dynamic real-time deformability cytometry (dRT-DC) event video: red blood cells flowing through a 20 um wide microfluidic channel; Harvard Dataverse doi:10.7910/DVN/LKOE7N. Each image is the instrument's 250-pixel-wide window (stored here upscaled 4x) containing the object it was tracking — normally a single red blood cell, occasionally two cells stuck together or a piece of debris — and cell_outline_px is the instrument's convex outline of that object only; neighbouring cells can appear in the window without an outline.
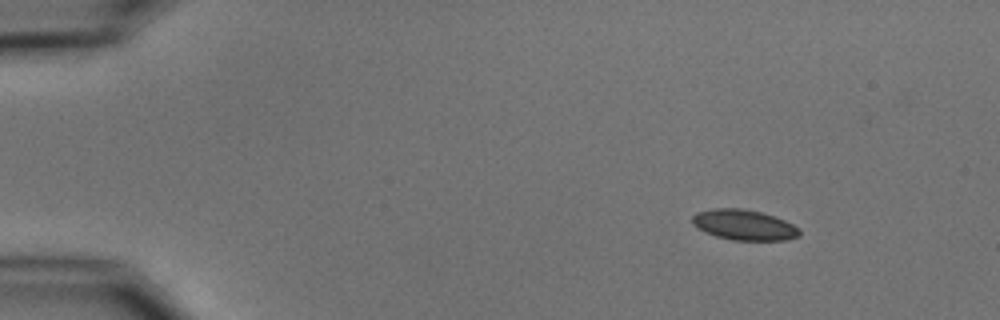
{"species": "common noctule bat (a hibernating species)", "species_latin": "Nyctalus noctula", "temperature_condition": "cold", "stored_images_in_passage": 9, "camera_frame_rate_fps": 3000, "um_per_image_px": 0.085, "animal": {"sex": "male", "body_mass_g": 15.6}, "frame": {"image": 1, "passage_image": 1, "time_ms": 0.0, "image_size_px": [1000, 320], "cell_outline_px": [[800, 236], [788, 240], [732, 240], [716, 236], [696, 228], [692, 224], [692, 216], [696, 212], [716, 208], [740, 208], [760, 212], [784, 220], [800, 228]], "centroid_in_image_um": [63.23, 19.12], "position_along_channel_um": 21.8, "area_um2": 19.02}}
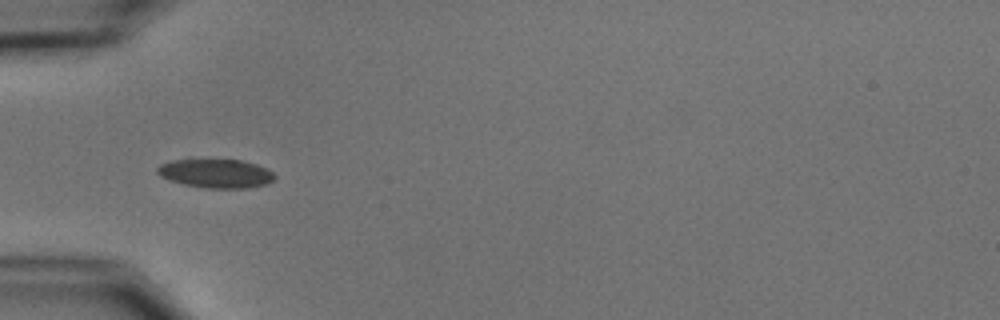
{"frame": {"image": 2, "passage_image": 4, "time_ms": 3.667, "image_size_px": [1000, 320], "cell_outline_px": [[276, 176], [268, 184], [248, 188], [204, 188], [184, 184], [160, 176], [156, 172], [156, 168], [160, 164], [172, 160], [240, 160], [256, 164], [268, 168]], "centroid_in_image_um": [18.37, 14.75], "position_along_channel_um": 66.6, "area_um2": 19.65}}
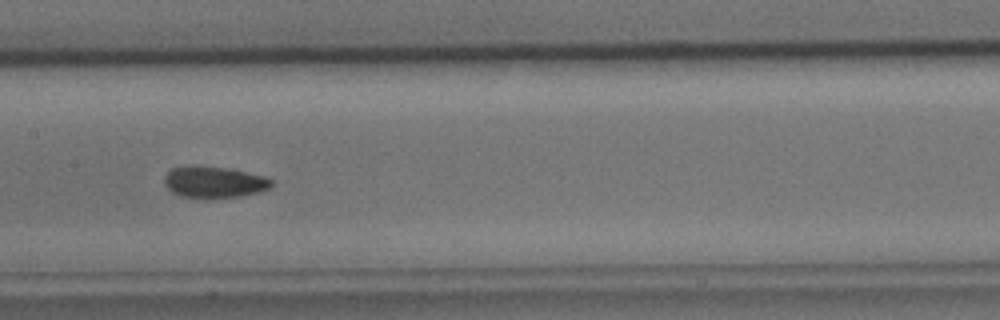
{"frame": {"image": 3, "passage_image": 7, "time_ms": 7.0, "image_size_px": [1000, 320], "cell_outline_px": [[272, 184], [268, 188], [260, 192], [240, 196], [180, 196], [172, 192], [164, 184], [164, 176], [172, 168], [188, 164], [192, 164], [232, 168], [264, 176], [272, 180]], "centroid_in_image_um": [18.18, 15.42], "position_along_channel_um": 189.2, "area_um2": 19.54}}